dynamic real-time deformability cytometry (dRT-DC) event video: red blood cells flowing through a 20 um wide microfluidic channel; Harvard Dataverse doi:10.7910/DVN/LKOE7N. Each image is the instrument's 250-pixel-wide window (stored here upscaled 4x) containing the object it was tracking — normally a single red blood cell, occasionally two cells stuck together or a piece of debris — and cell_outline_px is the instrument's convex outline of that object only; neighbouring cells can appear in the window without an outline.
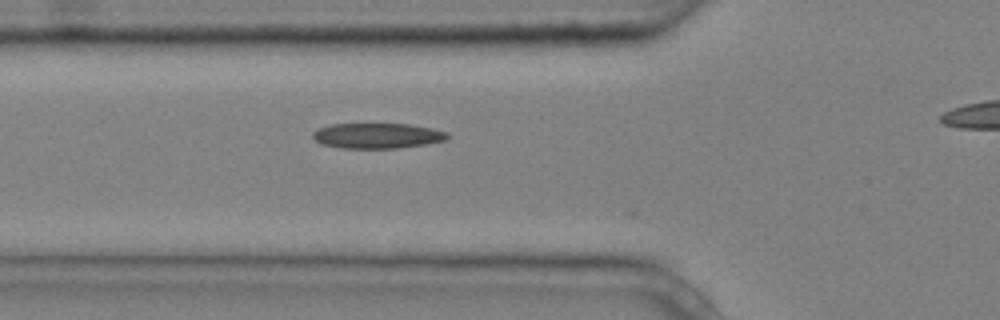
{"species": "common noctule bat (a hibernating species)", "species_latin": "Nyctalus noctula", "temperature_condition": "cold", "stored_images_in_passage": 4, "segment_of_instrument_passage": [1, 2], "camera_frame_rate_fps": 3000, "um_per_image_px": 0.085, "animal": {"sex": "male", "body_mass_g": 20.4}, "frame": {"image": 1, "passage_image": 3, "time_ms": 0.667, "image_size_px": [1000, 320], "cell_outline_px": [[452, 136], [448, 140], [400, 148], [340, 148], [320, 144], [312, 136], [312, 132], [320, 128], [332, 124], [408, 124], [432, 128], [448, 132]], "centroid_in_image_um": [32.11, 11.54], "position_along_channel_um": 93.7, "area_um2": 20.0}}